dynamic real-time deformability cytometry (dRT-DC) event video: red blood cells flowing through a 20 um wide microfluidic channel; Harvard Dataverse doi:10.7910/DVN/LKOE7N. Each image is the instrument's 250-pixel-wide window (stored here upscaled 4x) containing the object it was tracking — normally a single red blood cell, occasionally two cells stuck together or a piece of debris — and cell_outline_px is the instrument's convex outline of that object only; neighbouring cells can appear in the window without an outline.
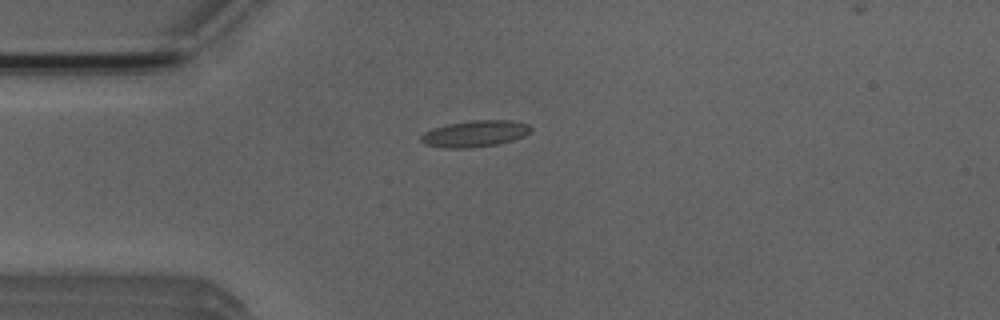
{"species": "Egyptian fruit bat (a non-hibernating species)", "species_latin": "Rousettus aegyptiacus", "temperature_condition": "room temperature", "stored_images_in_passage": 4, "camera_frame_rate_fps": 3000, "um_per_image_px": 0.085, "animal": {"sex": "male"}, "frame": {"image": 1, "passage_image": 4, "time_ms": 3.333, "image_size_px": [1000, 320], "cell_outline_px": [[532, 132], [524, 136], [500, 144], [468, 148], [444, 148], [424, 144], [420, 140], [420, 136], [424, 132], [432, 128], [448, 124], [472, 120], [512, 120], [528, 124], [532, 128]], "centroid_in_image_um": [40.38, 11.36], "position_along_channel_um": 44.6, "area_um2": 17.11}}